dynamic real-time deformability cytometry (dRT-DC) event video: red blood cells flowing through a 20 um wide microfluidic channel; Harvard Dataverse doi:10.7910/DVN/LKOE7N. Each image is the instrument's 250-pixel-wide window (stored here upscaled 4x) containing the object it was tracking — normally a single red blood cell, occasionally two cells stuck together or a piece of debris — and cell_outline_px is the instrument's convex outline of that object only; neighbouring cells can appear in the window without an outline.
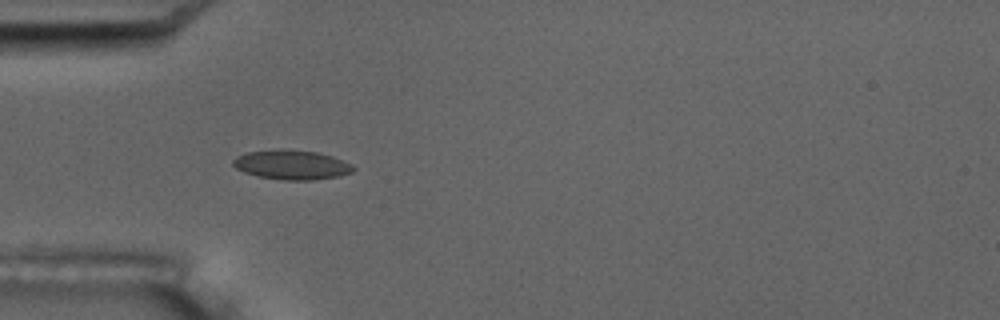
{"species": "common noctule bat (a hibernating species)", "species_latin": "Nyctalus noctula", "temperature_condition": "room temperature", "stored_images_in_passage": 5, "camera_frame_rate_fps": 3000, "um_per_image_px": 0.085, "animal": {"sex": "male", "body_mass_g": 17.5, "forearm_length_mm": 52.3}, "frame": {"image": 1, "passage_image": 4, "time_ms": 3.667, "image_size_px": [1000, 320], "cell_outline_px": [[356, 168], [352, 172], [336, 176], [312, 180], [284, 180], [256, 176], [244, 172], [236, 168], [232, 164], [232, 160], [236, 156], [248, 152], [276, 148], [280, 148], [316, 152], [332, 156], [352, 164]], "centroid_in_image_um": [24.75, 13.99], "position_along_channel_um": 60.2, "area_um2": 20.75}}